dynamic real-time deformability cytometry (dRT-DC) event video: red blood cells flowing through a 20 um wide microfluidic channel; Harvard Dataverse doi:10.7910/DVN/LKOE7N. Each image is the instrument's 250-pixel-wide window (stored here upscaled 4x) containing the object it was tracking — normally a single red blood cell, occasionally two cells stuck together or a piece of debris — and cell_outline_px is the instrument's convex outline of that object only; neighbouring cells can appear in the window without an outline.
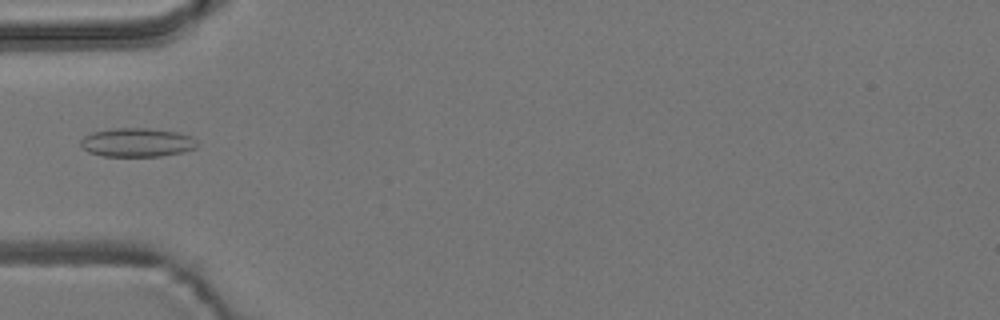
{"species": "common noctule bat (a hibernating species)", "species_latin": "Nyctalus noctula", "temperature_condition": "room temperature", "stored_images_in_passage": 6, "camera_frame_rate_fps": 3000, "um_per_image_px": 0.085, "animal": {"sex": "male", "body_mass_g": 19.2, "forearm_length_mm": 51.8}, "frame": {"image": 1, "passage_image": 6, "time_ms": 5.667, "image_size_px": [1000, 320], "cell_outline_px": [[200, 144], [196, 148], [180, 152], [160, 156], [100, 156], [88, 152], [80, 144], [80, 140], [84, 136], [92, 132], [112, 128], [148, 128], [180, 132], [192, 136]], "centroid_in_image_um": [11.66, 12.1], "position_along_channel_um": 73.3, "area_um2": 19.77}}